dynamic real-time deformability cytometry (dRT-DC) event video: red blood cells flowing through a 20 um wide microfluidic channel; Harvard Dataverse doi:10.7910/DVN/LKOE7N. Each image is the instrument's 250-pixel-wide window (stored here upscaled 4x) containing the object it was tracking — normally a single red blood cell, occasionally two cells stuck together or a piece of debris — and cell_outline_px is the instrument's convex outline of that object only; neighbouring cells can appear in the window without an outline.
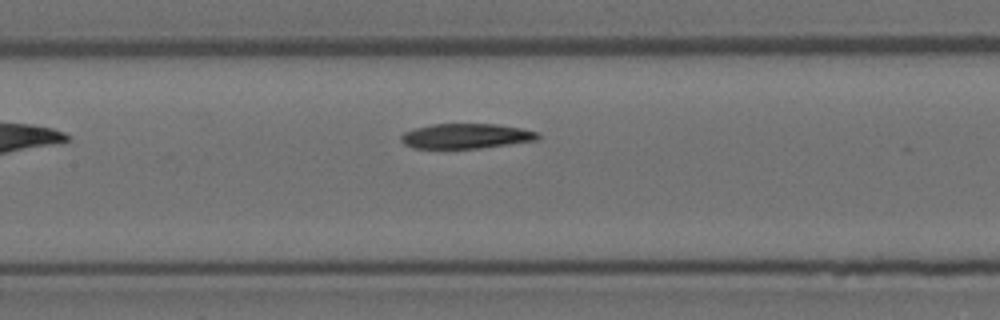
{"species": "Egyptian fruit bat (a non-hibernating species)", "species_latin": "Rousettus aegyptiacus", "temperature_condition": "room temperature", "stored_images_in_passage": 5, "camera_frame_rate_fps": 3000, "um_per_image_px": 0.085, "animal": {"sex": "female"}, "frame": {"image": 1, "passage_image": 5, "time_ms": 1.333, "image_size_px": [1000, 320], "cell_outline_px": [[540, 140], [480, 148], [412, 148], [404, 144], [400, 140], [400, 136], [404, 132], [416, 128], [432, 124], [496, 124], [520, 128], [540, 132]], "centroid_in_image_um": [39.64, 11.57], "position_along_channel_um": 167.8, "area_um2": 20.0}}